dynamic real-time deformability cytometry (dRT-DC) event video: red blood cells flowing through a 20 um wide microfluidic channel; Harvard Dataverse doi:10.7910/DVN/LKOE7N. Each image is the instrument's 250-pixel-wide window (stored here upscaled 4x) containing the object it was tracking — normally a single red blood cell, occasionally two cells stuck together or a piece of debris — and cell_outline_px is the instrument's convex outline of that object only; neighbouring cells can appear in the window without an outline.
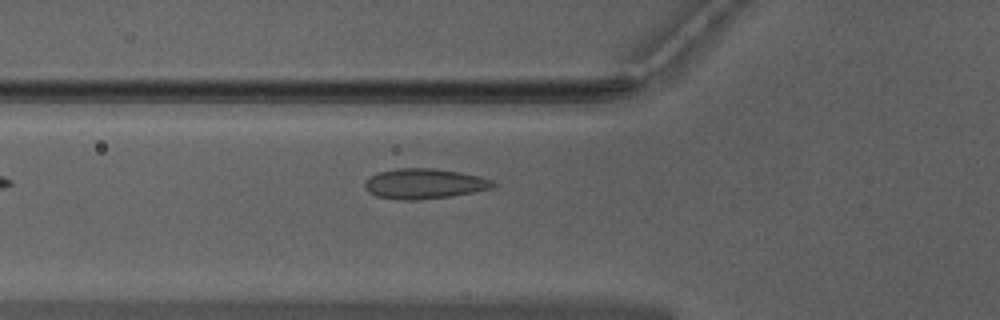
{"species": "Egyptian fruit bat (a non-hibernating species)", "species_latin": "Rousettus aegyptiacus", "temperature_condition": "warm", "stored_images_in_passage": 35, "camera_frame_rate_fps": 3000, "um_per_image_px": 0.085, "animal": {"sex": "male"}, "frame": {"image": 1, "passage_image": 4, "time_ms": 1.0, "image_size_px": [1000, 320], "cell_outline_px": [[496, 184], [492, 188], [476, 192], [448, 196], [416, 200], [396, 200], [376, 196], [368, 192], [364, 188], [364, 180], [380, 172], [396, 168], [432, 168], [460, 172], [480, 176], [492, 180]], "centroid_in_image_um": [36.05, 15.62], "position_along_channel_um": 89.8, "area_um2": 22.66}}
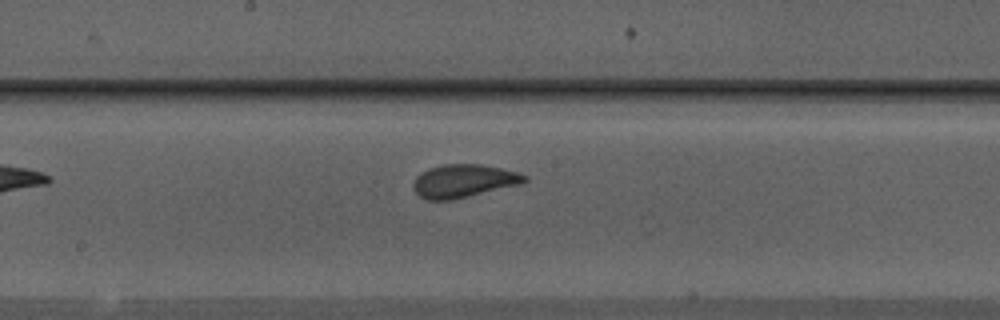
{"frame": {"image": 2, "passage_image": 13, "time_ms": 4.0, "image_size_px": [1000, 320], "cell_outline_px": [[528, 180], [520, 184], [448, 200], [428, 200], [420, 196], [412, 188], [412, 184], [416, 176], [428, 168], [444, 164], [480, 164], [500, 168], [516, 172], [528, 176]], "centroid_in_image_um": [39.37, 15.37], "position_along_channel_um": 208.8, "area_um2": 21.15}}
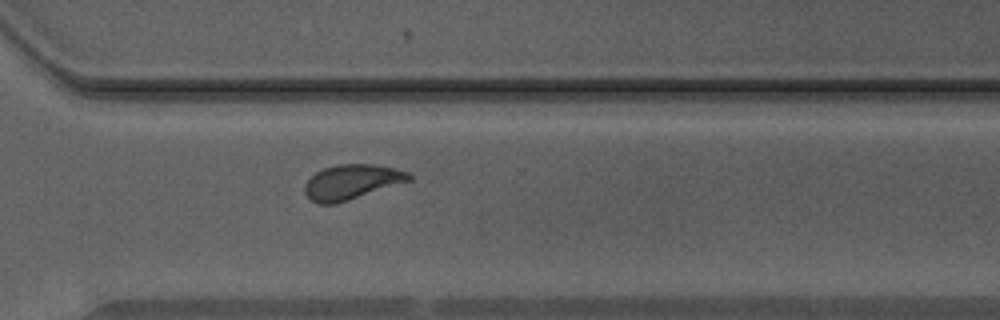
{"frame": {"image": 3, "passage_image": 23, "time_ms": 7.333, "image_size_px": [1000, 320], "cell_outline_px": [[412, 180], [336, 204], [320, 204], [312, 200], [304, 192], [304, 184], [316, 172], [324, 168], [340, 164], [372, 164], [396, 168], [408, 172], [412, 176]], "centroid_in_image_um": [29.91, 15.46], "position_along_channel_um": 340.7, "area_um2": 21.1}, "authors_computed_cell_mechanics": {"area_um2": 20.9814, "velocity_mm_per_s": 3.9609, "shape_relaxation_time_tau1_ms": 3.6746, "shape_relaxation_time_tau2_ms": null, "deformation_change_tau1": 0.1246, "deformation_change_tau2": null}}